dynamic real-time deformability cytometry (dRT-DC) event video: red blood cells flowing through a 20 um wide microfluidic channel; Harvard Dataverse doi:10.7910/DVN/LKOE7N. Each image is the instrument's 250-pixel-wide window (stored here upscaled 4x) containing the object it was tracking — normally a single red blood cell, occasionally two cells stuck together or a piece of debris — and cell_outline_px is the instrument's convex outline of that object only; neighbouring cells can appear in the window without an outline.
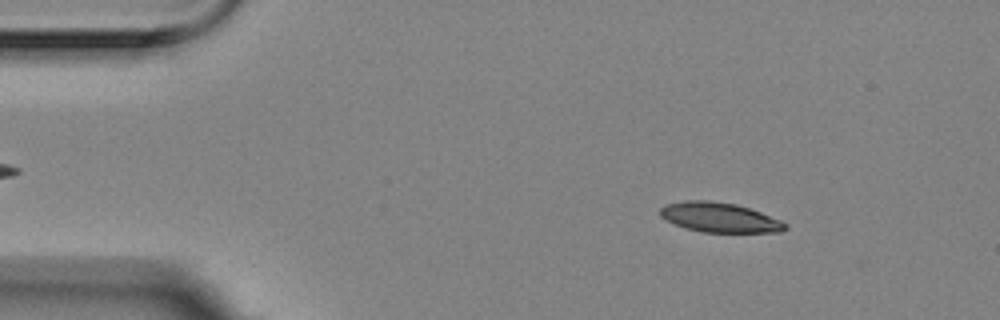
{"species": "Egyptian fruit bat (a non-hibernating species)", "species_latin": "Rousettus aegyptiacus", "temperature_condition": "room temperature", "stored_images_in_passage": 7, "camera_frame_rate_fps": 3000, "um_per_image_px": 0.085, "animal": {"sex": "female"}, "frame": {"image": 1, "passage_image": 2, "time_ms": 0.333, "image_size_px": [1000, 320], "cell_outline_px": [[788, 228], [780, 232], [704, 232], [684, 228], [660, 216], [660, 208], [664, 204], [684, 200], [708, 200], [736, 204], [760, 212], [780, 220], [788, 224]], "centroid_in_image_um": [61.15, 18.47], "position_along_channel_um": 23.8, "area_um2": 21.62}}
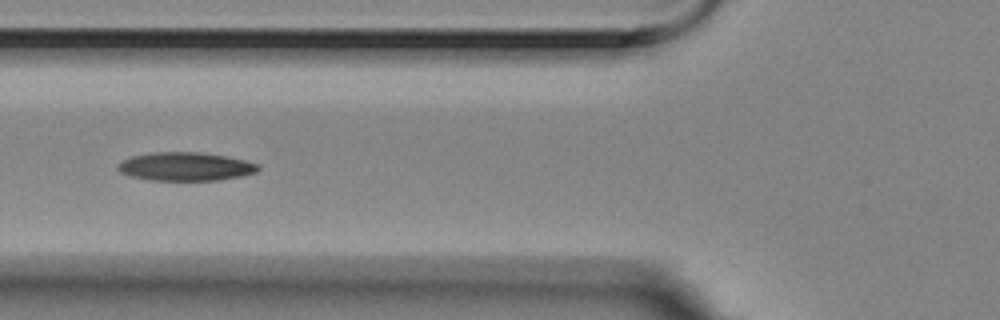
{"frame": {"image": 2, "passage_image": 6, "time_ms": 1.667, "image_size_px": [1000, 320], "cell_outline_px": [[260, 168], [256, 172], [240, 176], [220, 180], [148, 180], [132, 176], [120, 172], [116, 168], [124, 160], [132, 156], [152, 152], [200, 152], [224, 156], [244, 160], [260, 164]], "centroid_in_image_um": [15.78, 14.15], "position_along_channel_um": 110.0, "area_um2": 23.12}}
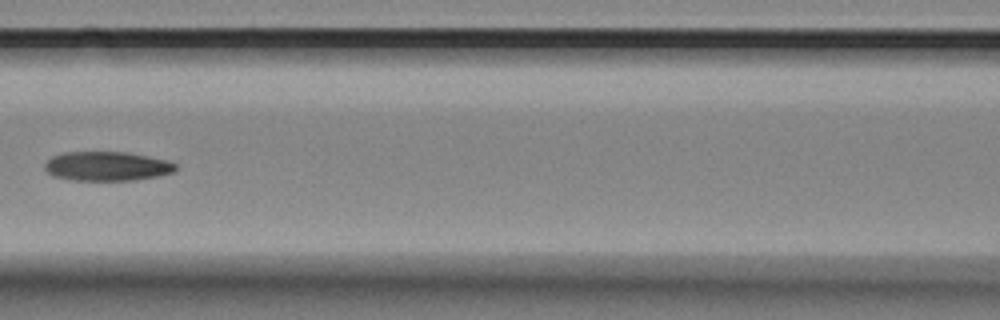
{"frame": {"image": 3, "passage_image": 7, "time_ms": 2.0, "image_size_px": [1000, 320], "cell_outline_px": [[176, 168], [172, 172], [160, 176], [136, 180], [72, 180], [52, 176], [44, 168], [44, 164], [52, 156], [64, 152], [128, 152], [168, 160], [176, 164]], "centroid_in_image_um": [9.09, 14.13], "position_along_channel_um": 157.5, "area_um2": 22.43}}